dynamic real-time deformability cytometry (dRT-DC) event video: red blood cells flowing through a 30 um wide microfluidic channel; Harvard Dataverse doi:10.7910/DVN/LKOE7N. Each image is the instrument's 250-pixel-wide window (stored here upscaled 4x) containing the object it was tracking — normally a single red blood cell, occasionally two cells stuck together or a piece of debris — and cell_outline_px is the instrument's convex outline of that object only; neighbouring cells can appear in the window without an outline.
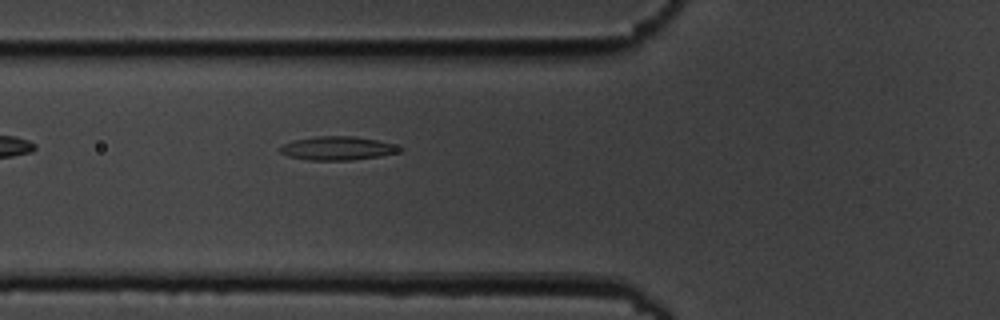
{"species": "common noctule bat (a hibernating species)", "species_latin": "Nyctalus noctula", "temperature_condition": "cold", "stored_images_in_passage": 6, "camera_frame_rate_fps": 3000, "um_per_image_px": 0.085, "animal": {"sex": "male", "body_mass_g": 19.5, "forearm_length_mm": 54.6}, "frame": {"image": 1, "passage_image": 6, "time_ms": 6.667, "image_size_px": [1000, 320], "cell_outline_px": [[404, 148], [400, 152], [380, 156], [352, 160], [308, 160], [288, 156], [280, 152], [280, 148], [284, 144], [296, 140], [316, 136], [356, 136], [376, 140], [392, 144]], "centroid_in_image_um": [28.72, 12.6], "position_along_channel_um": 97.1, "area_um2": 16.36}}